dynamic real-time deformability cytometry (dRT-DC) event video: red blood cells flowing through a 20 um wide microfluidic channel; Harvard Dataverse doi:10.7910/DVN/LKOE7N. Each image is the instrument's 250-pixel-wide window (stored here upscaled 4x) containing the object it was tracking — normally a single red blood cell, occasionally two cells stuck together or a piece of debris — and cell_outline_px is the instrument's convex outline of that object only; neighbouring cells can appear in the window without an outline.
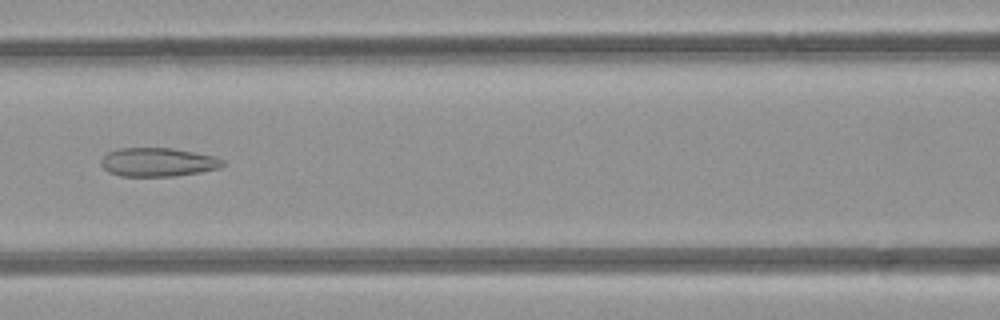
{"species": "common noctule bat (a hibernating species)", "species_latin": "Nyctalus noctula", "temperature_condition": "room temperature", "stored_images_in_passage": 6, "camera_frame_rate_fps": 3000, "um_per_image_px": 0.085, "animal": {"sex": "female", "body_mass_g": 21.9}, "frame": {"image": 1, "passage_image": 6, "time_ms": 5.667, "image_size_px": [1000, 320], "cell_outline_px": [[224, 164], [216, 168], [200, 172], [176, 176], [120, 176], [108, 172], [100, 164], [100, 160], [108, 152], [120, 148], [172, 148], [212, 156], [224, 160]], "centroid_in_image_um": [13.36, 13.79], "position_along_channel_um": 153.2, "area_um2": 20.17}}